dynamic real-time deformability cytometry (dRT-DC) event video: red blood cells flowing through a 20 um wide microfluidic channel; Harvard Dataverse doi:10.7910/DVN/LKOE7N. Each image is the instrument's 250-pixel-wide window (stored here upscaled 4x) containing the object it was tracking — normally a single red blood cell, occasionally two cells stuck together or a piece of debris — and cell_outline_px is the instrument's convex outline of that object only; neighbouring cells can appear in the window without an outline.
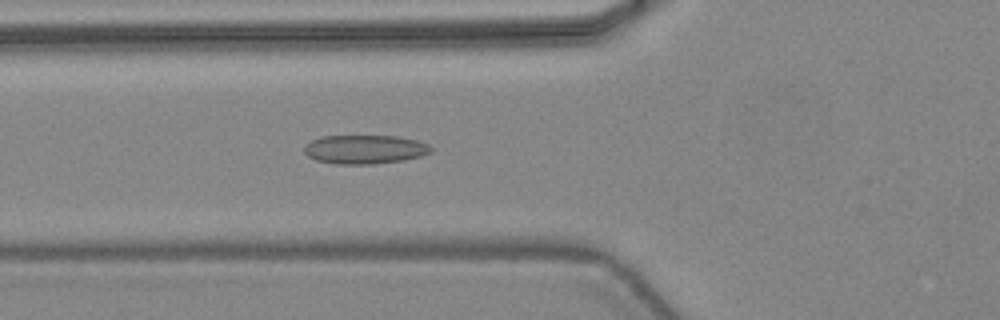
{"species": "common noctule bat (a hibernating species)", "species_latin": "Nyctalus noctula", "temperature_condition": "warm", "stored_images_in_passage": 30, "segment_of_instrument_passage": [1, 2], "camera_frame_rate_fps": 3000, "um_per_image_px": 0.085, "animal": {"sex": "female", "body_mass_g": 24.6, "forearm_length_mm": 56.2}, "frame": {"image": 1, "passage_image": 17, "time_ms": 5.333, "image_size_px": [1000, 320], "cell_outline_px": [[432, 152], [420, 156], [404, 160], [372, 164], [336, 164], [316, 160], [308, 156], [304, 152], [304, 144], [320, 136], [396, 136], [416, 140], [428, 144], [432, 148]], "centroid_in_image_um": [30.99, 12.69], "position_along_channel_um": 94.8, "area_um2": 21.39}}
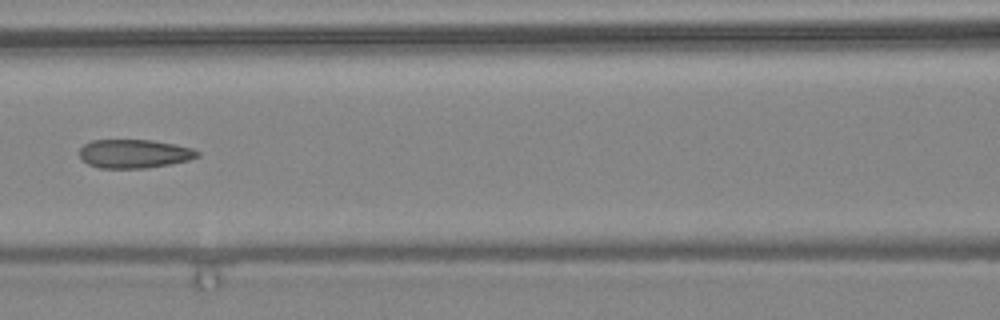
{"frame": {"image": 2, "passage_image": 21, "time_ms": 6.667, "image_size_px": [1000, 320], "cell_outline_px": [[200, 156], [188, 160], [148, 168], [100, 168], [88, 164], [80, 156], [80, 148], [84, 144], [92, 140], [152, 140], [192, 148], [200, 152]], "centroid_in_image_um": [11.41, 13.06], "position_along_channel_um": 155.2, "area_um2": 19.59}}
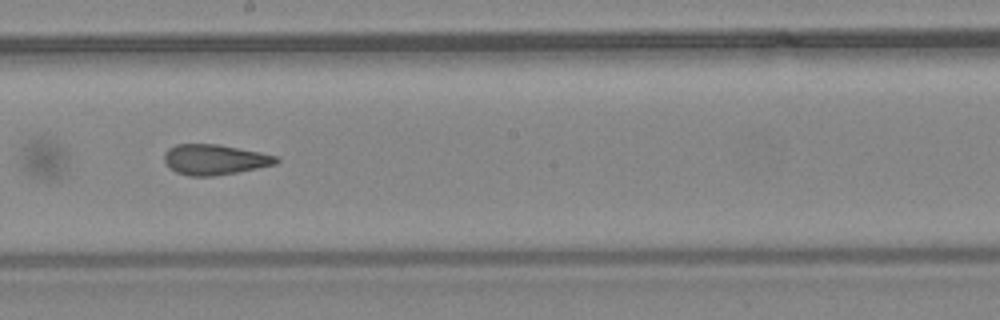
{"frame": {"image": 3, "passage_image": 26, "time_ms": 8.333, "image_size_px": [1000, 320], "cell_outline_px": [[280, 160], [276, 164], [216, 176], [188, 176], [176, 172], [164, 160], [164, 152], [168, 148], [176, 144], [220, 144], [260, 152], [276, 156]], "centroid_in_image_um": [18.24, 13.55], "position_along_channel_um": 230.0, "area_um2": 19.77}}